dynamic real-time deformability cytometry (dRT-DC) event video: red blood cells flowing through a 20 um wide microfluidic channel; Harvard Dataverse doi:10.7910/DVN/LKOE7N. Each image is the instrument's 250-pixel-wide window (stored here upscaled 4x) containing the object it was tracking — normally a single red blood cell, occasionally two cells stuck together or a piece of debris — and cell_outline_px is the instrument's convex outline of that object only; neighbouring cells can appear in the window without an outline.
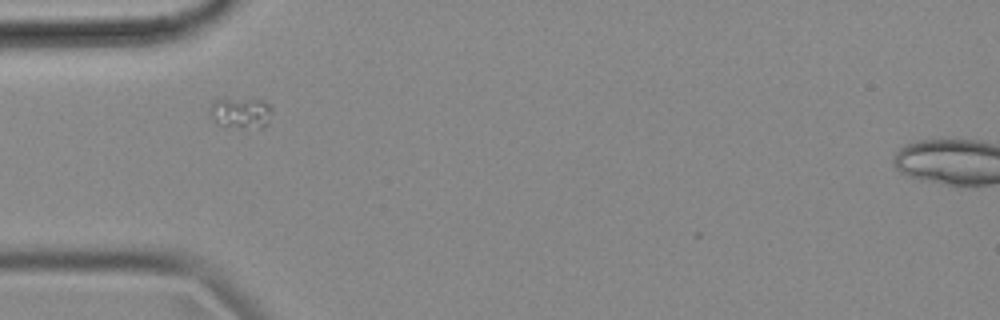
{"species": "common noctule bat (a hibernating species)", "species_latin": "Nyctalus noctula", "temperature_condition": "cold", "stored_images_in_passage": 36, "camera_frame_rate_fps": 3000, "um_per_image_px": 0.085, "animal": {"sex": "female", "body_mass_g": 18.4}, "frame": {"image": 1, "passage_image": 1, "time_ms": 0.0, "image_size_px": [1000, 320], "cell_outline_px": [[272, 108], [268, 124], [264, 128], [260, 128], [216, 124], [212, 120], [208, 112], [212, 104], [216, 100], [224, 96], [264, 100], [272, 104]], "centroid_in_image_um": [20.48, 9.53], "position_along_channel_um": 64.5, "area_um2": 11.68}}
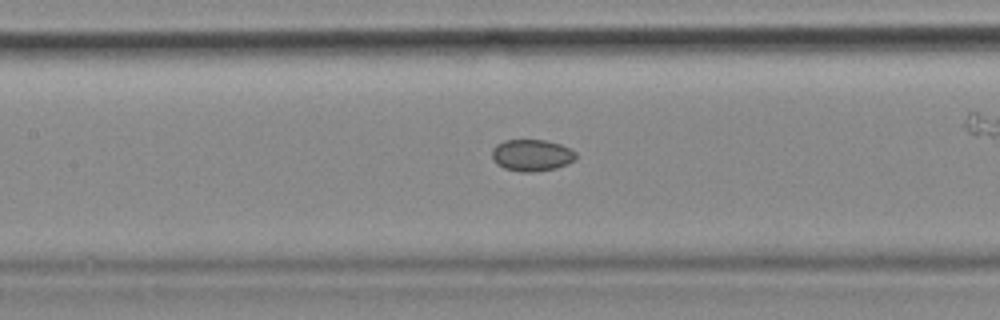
{"frame": {"image": 2, "passage_image": 6, "time_ms": 1.667, "image_size_px": [1000, 320], "cell_outline_px": [[576, 160], [568, 164], [556, 168], [532, 172], [524, 172], [504, 168], [496, 164], [492, 156], [492, 148], [496, 144], [504, 140], [544, 140], [560, 144], [576, 152]], "centroid_in_image_um": [45.2, 13.19], "position_along_channel_um": 162.2, "area_um2": 15.55}}
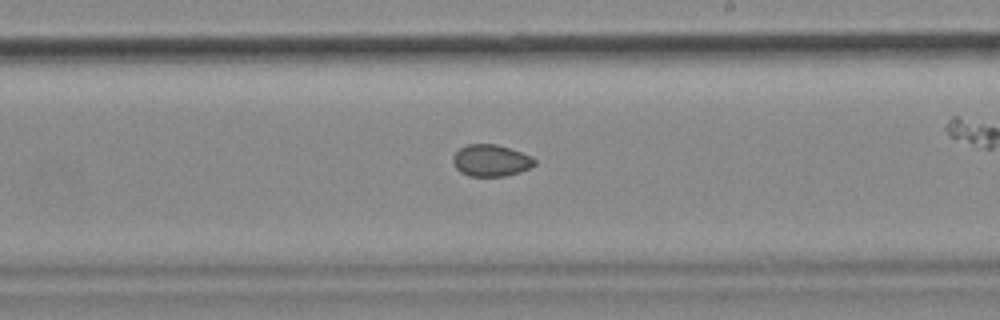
{"frame": {"image": 3, "passage_image": 13, "time_ms": 4.0, "image_size_px": [1000, 320], "cell_outline_px": [[536, 164], [520, 172], [504, 176], [468, 176], [460, 172], [456, 168], [452, 160], [452, 156], [460, 148], [468, 144], [496, 144], [532, 156], [536, 160]], "centroid_in_image_um": [41.71, 13.64], "position_along_channel_um": 247.3, "area_um2": 15.09}, "authors_computed_cell_mechanics": {"area_um2": 15.7216, "velocity_mm_per_s": 3.66, "shape_relaxation_time_tau1_ms": null, "shape_relaxation_time_tau2_ms": 3.3468, "deformation_change_tau1": null, "deformation_change_tau2": 0.0498}}